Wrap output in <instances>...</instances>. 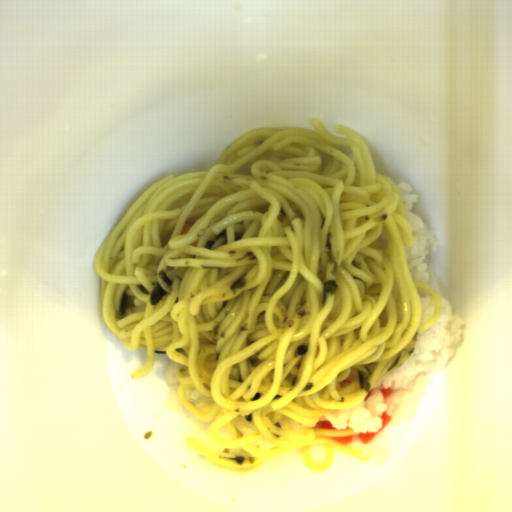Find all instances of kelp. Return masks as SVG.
I'll use <instances>...</instances> for the list:
<instances>
[{"mask_svg": "<svg viewBox=\"0 0 512 512\" xmlns=\"http://www.w3.org/2000/svg\"><path fill=\"white\" fill-rule=\"evenodd\" d=\"M322 291H323V301H322V307L325 308L327 302H328V294L334 295L338 291V286L336 279L328 280L322 284Z\"/></svg>", "mask_w": 512, "mask_h": 512, "instance_id": "kelp-1", "label": "kelp"}, {"mask_svg": "<svg viewBox=\"0 0 512 512\" xmlns=\"http://www.w3.org/2000/svg\"><path fill=\"white\" fill-rule=\"evenodd\" d=\"M167 294L168 292L157 281L149 297L151 306H156L163 299L164 296H167Z\"/></svg>", "mask_w": 512, "mask_h": 512, "instance_id": "kelp-2", "label": "kelp"}, {"mask_svg": "<svg viewBox=\"0 0 512 512\" xmlns=\"http://www.w3.org/2000/svg\"><path fill=\"white\" fill-rule=\"evenodd\" d=\"M225 244H228L227 229L221 231L214 240H209L207 248L209 251H212Z\"/></svg>", "mask_w": 512, "mask_h": 512, "instance_id": "kelp-3", "label": "kelp"}, {"mask_svg": "<svg viewBox=\"0 0 512 512\" xmlns=\"http://www.w3.org/2000/svg\"><path fill=\"white\" fill-rule=\"evenodd\" d=\"M360 390L370 392L372 384L369 382L372 376L371 371H358Z\"/></svg>", "mask_w": 512, "mask_h": 512, "instance_id": "kelp-4", "label": "kelp"}, {"mask_svg": "<svg viewBox=\"0 0 512 512\" xmlns=\"http://www.w3.org/2000/svg\"><path fill=\"white\" fill-rule=\"evenodd\" d=\"M333 236L334 235L332 233H330L329 231L326 233L325 245H326V250H327V257H328L329 261L331 263H333V273H334L338 269V263L333 258V253H332V238H333Z\"/></svg>", "mask_w": 512, "mask_h": 512, "instance_id": "kelp-5", "label": "kelp"}, {"mask_svg": "<svg viewBox=\"0 0 512 512\" xmlns=\"http://www.w3.org/2000/svg\"><path fill=\"white\" fill-rule=\"evenodd\" d=\"M135 307V304L132 300V298L127 295L125 292L120 300L119 306H118V312L120 315H125L127 308H133Z\"/></svg>", "mask_w": 512, "mask_h": 512, "instance_id": "kelp-6", "label": "kelp"}, {"mask_svg": "<svg viewBox=\"0 0 512 512\" xmlns=\"http://www.w3.org/2000/svg\"><path fill=\"white\" fill-rule=\"evenodd\" d=\"M247 284H248V282L244 275L242 277H239L235 282H233L230 285L229 289L233 295L235 293L236 289H243V288L247 287Z\"/></svg>", "mask_w": 512, "mask_h": 512, "instance_id": "kelp-7", "label": "kelp"}, {"mask_svg": "<svg viewBox=\"0 0 512 512\" xmlns=\"http://www.w3.org/2000/svg\"><path fill=\"white\" fill-rule=\"evenodd\" d=\"M161 280L167 285L168 288H172L173 281L168 277L166 271L160 270L158 273Z\"/></svg>", "mask_w": 512, "mask_h": 512, "instance_id": "kelp-8", "label": "kelp"}, {"mask_svg": "<svg viewBox=\"0 0 512 512\" xmlns=\"http://www.w3.org/2000/svg\"><path fill=\"white\" fill-rule=\"evenodd\" d=\"M221 457L223 459L235 461L238 465H242L245 461V456H243V455H238L236 457H224V456H221Z\"/></svg>", "mask_w": 512, "mask_h": 512, "instance_id": "kelp-9", "label": "kelp"}, {"mask_svg": "<svg viewBox=\"0 0 512 512\" xmlns=\"http://www.w3.org/2000/svg\"><path fill=\"white\" fill-rule=\"evenodd\" d=\"M308 352V347L305 344H301L300 346L296 347V355H302Z\"/></svg>", "mask_w": 512, "mask_h": 512, "instance_id": "kelp-10", "label": "kelp"}, {"mask_svg": "<svg viewBox=\"0 0 512 512\" xmlns=\"http://www.w3.org/2000/svg\"><path fill=\"white\" fill-rule=\"evenodd\" d=\"M136 286L144 295L149 296L150 291L147 290L142 284H136Z\"/></svg>", "mask_w": 512, "mask_h": 512, "instance_id": "kelp-11", "label": "kelp"}, {"mask_svg": "<svg viewBox=\"0 0 512 512\" xmlns=\"http://www.w3.org/2000/svg\"><path fill=\"white\" fill-rule=\"evenodd\" d=\"M264 393H261V392H257L252 398H251V401H256V400H260L261 397L263 396Z\"/></svg>", "mask_w": 512, "mask_h": 512, "instance_id": "kelp-12", "label": "kelp"}, {"mask_svg": "<svg viewBox=\"0 0 512 512\" xmlns=\"http://www.w3.org/2000/svg\"><path fill=\"white\" fill-rule=\"evenodd\" d=\"M314 384H312L311 382L310 383H307L306 386L304 387V389L302 391H310L312 389Z\"/></svg>", "mask_w": 512, "mask_h": 512, "instance_id": "kelp-13", "label": "kelp"}, {"mask_svg": "<svg viewBox=\"0 0 512 512\" xmlns=\"http://www.w3.org/2000/svg\"><path fill=\"white\" fill-rule=\"evenodd\" d=\"M244 419L253 422V413L250 412L247 416H244Z\"/></svg>", "mask_w": 512, "mask_h": 512, "instance_id": "kelp-14", "label": "kelp"}]
</instances>
